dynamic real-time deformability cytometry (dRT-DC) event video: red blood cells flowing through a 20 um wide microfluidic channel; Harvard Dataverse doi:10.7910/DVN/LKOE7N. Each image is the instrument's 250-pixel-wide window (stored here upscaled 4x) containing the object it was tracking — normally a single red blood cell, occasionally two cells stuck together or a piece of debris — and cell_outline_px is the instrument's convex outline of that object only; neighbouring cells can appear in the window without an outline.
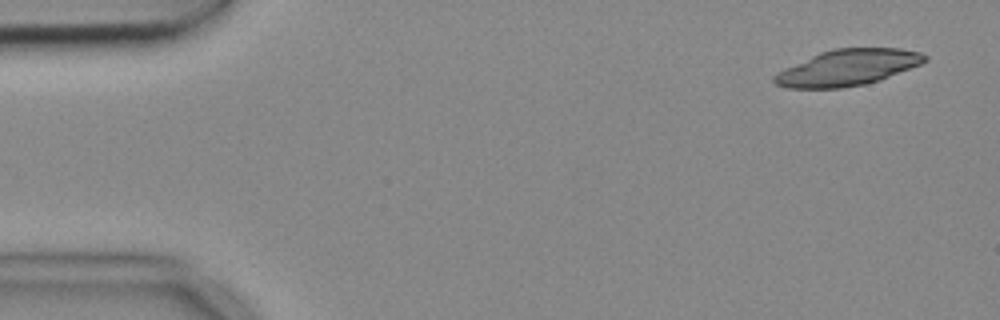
{"species": "common noctule bat (a hibernating species)", "species_latin": "Nyctalus noctula", "temperature_condition": "cold", "stored_images_in_passage": 4, "camera_frame_rate_fps": 3000, "um_per_image_px": 0.085, "animal": {"sex": "female", "body_mass_g": 18.4}, "frame": {"image": 1, "passage_image": 1, "time_ms": 0.0, "image_size_px": [1000, 320], "cell_outline_px": [[928, 60], [920, 64], [880, 80], [864, 84], [840, 88], [788, 88], [776, 84], [772, 80], [772, 76], [776, 72], [784, 68], [820, 52], [836, 48], [900, 48], [920, 52], [928, 56]], "centroid_in_image_um": [72.03, 5.74], "position_along_channel_um": 13.0, "area_um2": 31.56}}